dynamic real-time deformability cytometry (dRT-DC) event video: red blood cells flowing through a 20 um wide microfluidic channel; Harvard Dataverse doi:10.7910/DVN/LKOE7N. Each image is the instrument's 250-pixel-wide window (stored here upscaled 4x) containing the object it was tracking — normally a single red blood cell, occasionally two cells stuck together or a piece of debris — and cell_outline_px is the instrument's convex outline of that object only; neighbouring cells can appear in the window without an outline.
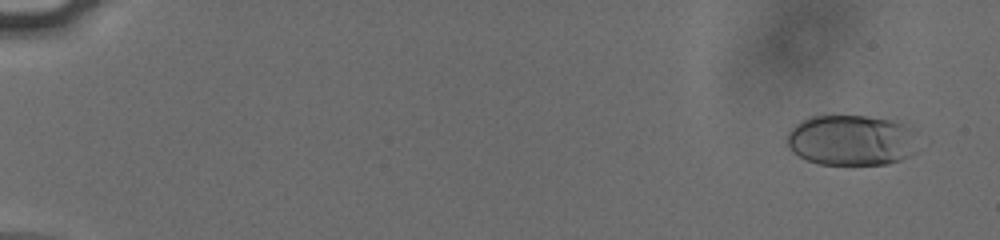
{"species": "human", "species_latin": "Homo sapiens", "temperature_condition": "cold", "stored_images_in_passage": 57, "camera_frame_rate_fps": 3000, "um_per_image_px": 0.085, "donor": {"sex": "male"}, "frame": {"image": 1, "passage_image": 4, "time_ms": 1.0, "image_size_px": [1000, 240], "cell_outline_px": [[916, 152], [900, 160], [888, 164], [820, 164], [808, 160], [792, 152], [788, 148], [788, 132], [796, 124], [808, 116], [864, 116], [896, 120], [912, 128]], "centroid_in_image_um": [72.36, 11.91], "position_along_channel_um": 12.6, "area_um2": 38.67}}
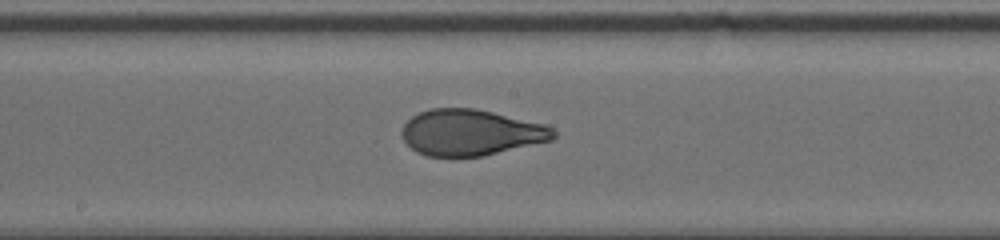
{"frame": {"image": 2, "passage_image": 33, "time_ms": 10.667, "image_size_px": [1000, 240], "cell_outline_px": [[556, 136], [552, 140], [484, 156], [452, 160], [428, 156], [416, 152], [404, 140], [400, 132], [404, 124], [412, 116], [428, 108], [476, 108], [544, 124], [552, 128], [556, 132]], "centroid_in_image_um": [39.98, 11.3], "position_along_channel_um": 208.2, "area_um2": 41.5}}
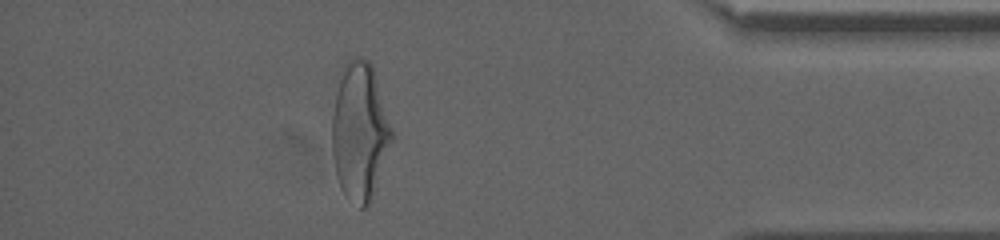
{"frame": {"image": 3, "passage_image": 51, "time_ms": 16.667, "image_size_px": [1000, 240], "cell_outline_px": [[392, 140], [372, 200], [368, 208], [360, 208], [340, 188], [336, 176], [332, 152], [332, 116], [336, 92], [344, 64], [348, 60], [356, 56], [360, 56], [368, 60], [372, 64], [392, 128]], "centroid_in_image_um": [30.57, 11.18], "position_along_channel_um": 404.6, "area_um2": 47.8}, "authors_computed_cell_mechanics": {"area_um2": 40.749, "velocity_mm_per_s": 3.8094, "shape_relaxation_time_tau1_ms": 4.0718, "shape_relaxation_time_tau2_ms": 0.8592, "deformation_change_tau1": 0.1988, "deformation_change_tau2": 0.0745}}